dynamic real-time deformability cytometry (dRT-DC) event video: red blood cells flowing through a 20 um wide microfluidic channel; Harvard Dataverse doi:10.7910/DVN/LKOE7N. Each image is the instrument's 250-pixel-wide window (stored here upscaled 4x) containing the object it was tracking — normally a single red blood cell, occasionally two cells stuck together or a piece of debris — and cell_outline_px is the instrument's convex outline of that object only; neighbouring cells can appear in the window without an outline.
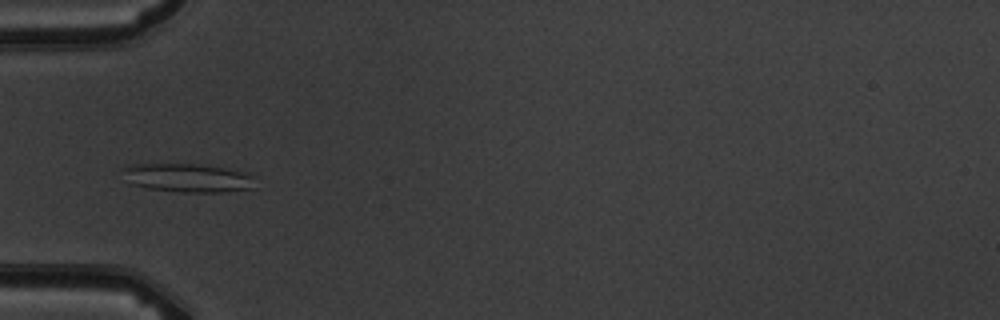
{"species": "common noctule bat (a hibernating species)", "species_latin": "Nyctalus noctula", "temperature_condition": "warm", "stored_images_in_passage": 5, "camera_frame_rate_fps": 3000, "um_per_image_px": 0.085, "animal": {"sex": "male", "body_mass_g": 19.5, "forearm_length_mm": 54.6}, "frame": {"image": 1, "passage_image": 5, "time_ms": 5.333, "image_size_px": [1000, 320], "cell_outline_px": [[252, 188], [224, 192], [176, 192], [144, 188], [132, 184], [124, 168], [124, 164], [200, 164], [236, 168], [248, 172], [252, 176]], "centroid_in_image_um": [16.02, 15.1], "position_along_channel_um": 69.0, "area_um2": 22.25}}